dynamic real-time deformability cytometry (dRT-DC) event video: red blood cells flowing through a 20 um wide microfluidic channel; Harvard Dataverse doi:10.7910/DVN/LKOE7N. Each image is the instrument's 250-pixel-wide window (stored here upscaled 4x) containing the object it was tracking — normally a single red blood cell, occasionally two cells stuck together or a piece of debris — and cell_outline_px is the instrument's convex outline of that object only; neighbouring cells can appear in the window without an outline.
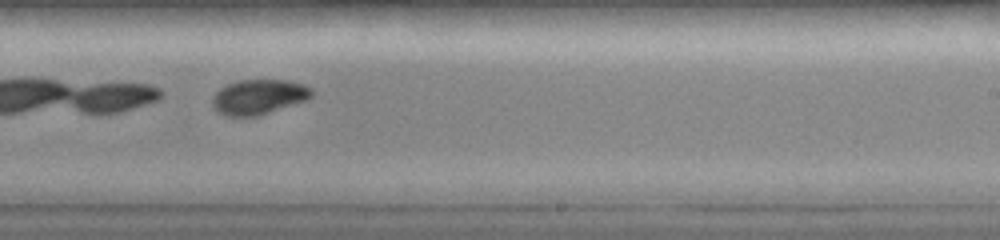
{"species": "common noctule bat (a hibernating species)", "species_latin": "Nyctalus noctula", "temperature_condition": "room temperature", "stored_images_in_passage": 44, "camera_frame_rate_fps": 3000, "um_per_image_px": 0.085, "animal": {"sex": "female", "body_mass_g": 19.0, "forearm_length_mm": 51.5}, "frame": {"image": 1, "passage_image": 29, "time_ms": 9.333, "image_size_px": [1000, 240], "cell_outline_px": [[312, 96], [304, 100], [256, 116], [228, 116], [216, 112], [212, 104], [212, 96], [220, 88], [228, 84], [240, 80], [288, 80], [304, 84], [312, 88]], "centroid_in_image_um": [21.95, 8.22], "position_along_channel_um": 267.1, "area_um2": 20.0}}
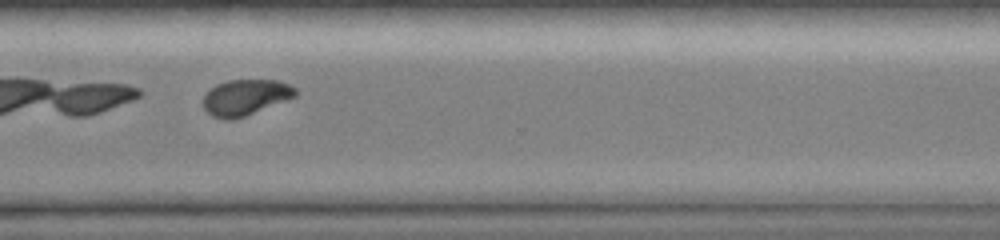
{"frame": {"image": 2, "passage_image": 35, "time_ms": 11.333, "image_size_px": [1000, 240], "cell_outline_px": [[296, 96], [244, 116], [232, 120], [224, 120], [212, 116], [204, 108], [204, 92], [216, 84], [228, 80], [280, 80], [296, 88]], "centroid_in_image_um": [20.83, 8.26], "position_along_channel_um": 349.8, "area_um2": 19.19}, "authors_computed_cell_mechanics": {"area_um2": 21.7328, "velocity_mm_per_s": 4.1027, "shape_relaxation_time_tau1_ms": 2.9847, "shape_relaxation_time_tau2_ms": 4.7635, "deformation_change_tau1": 0.1456, "deformation_change_tau2": 0.0489}}